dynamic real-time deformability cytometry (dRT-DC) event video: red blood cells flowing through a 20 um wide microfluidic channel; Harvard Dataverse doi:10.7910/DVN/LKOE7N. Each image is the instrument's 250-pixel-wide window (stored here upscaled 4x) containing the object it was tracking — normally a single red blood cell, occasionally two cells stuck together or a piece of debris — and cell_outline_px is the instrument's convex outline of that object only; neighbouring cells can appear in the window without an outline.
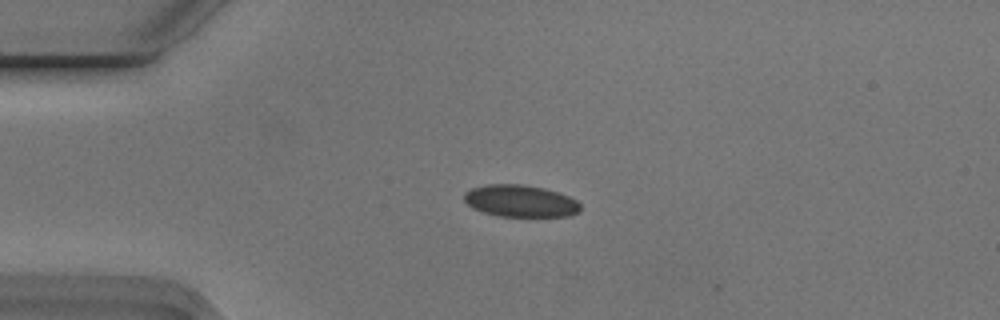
{"species": "Egyptian fruit bat (a non-hibernating species)", "species_latin": "Rousettus aegyptiacus", "temperature_condition": "cold", "stored_images_in_passage": 42, "camera_frame_rate_fps": 3000, "um_per_image_px": 0.085, "animal": {"sex": "male"}, "frame": {"image": 1, "passage_image": 1, "time_ms": 0.0, "image_size_px": [1000, 320], "cell_outline_px": [[580, 212], [568, 216], [500, 216], [484, 212], [472, 208], [464, 200], [464, 192], [472, 188], [488, 184], [524, 184], [544, 188], [568, 196], [576, 200], [580, 204]], "centroid_in_image_um": [44.23, 17.08], "position_along_channel_um": 40.8, "area_um2": 21.62}}
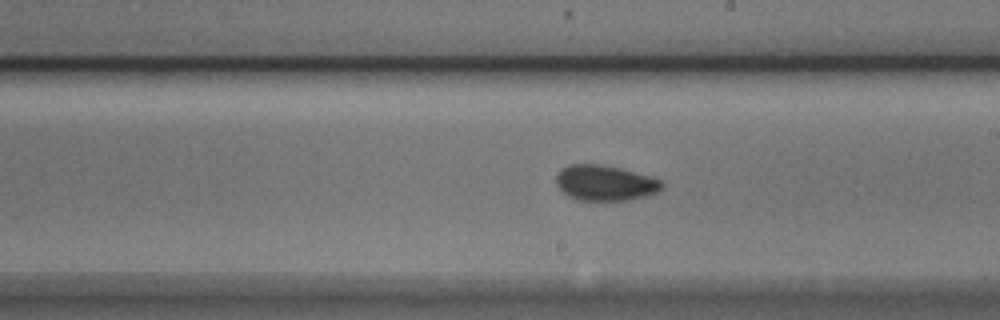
{"frame": {"image": 2, "passage_image": 19, "time_ms": 6.0, "image_size_px": [1000, 320], "cell_outline_px": [[664, 188], [660, 192], [648, 196], [632, 200], [576, 200], [568, 196], [556, 184], [556, 172], [560, 168], [568, 164], [604, 164], [652, 176], [664, 180]], "centroid_in_image_um": [51.48, 15.54], "position_along_channel_um": 237.5, "area_um2": 22.48}}
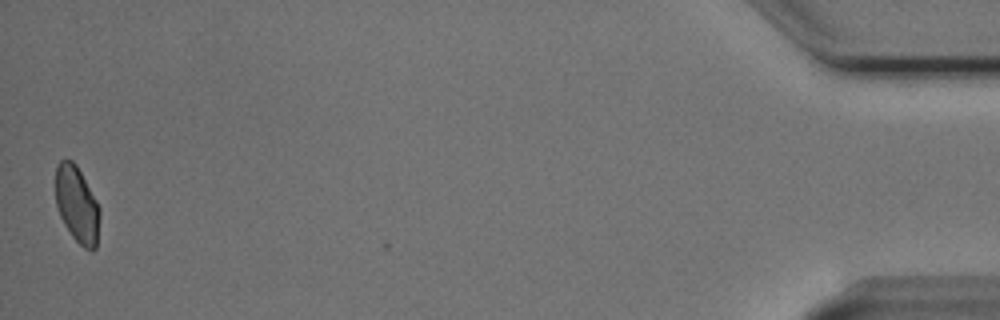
{"frame": {"image": 3, "passage_image": 42, "time_ms": 13.667, "image_size_px": [1000, 320], "cell_outline_px": [[100, 216], [96, 248], [92, 252], [84, 248], [72, 236], [64, 224], [60, 216], [56, 204], [56, 168], [60, 160], [72, 160], [76, 164], [96, 200], [100, 208]], "centroid_in_image_um": [6.55, 17.41], "position_along_channel_um": 428.6, "area_um2": 19.59}, "authors_computed_cell_mechanics": {"area_um2": 21.6172, "velocity_mm_per_s": 3.7462, "shape_relaxation_time_tau1_ms": 6.4703, "shape_relaxation_time_tau2_ms": 2.8354, "deformation_change_tau1": 0.0969, "deformation_change_tau2": 0.0592}}